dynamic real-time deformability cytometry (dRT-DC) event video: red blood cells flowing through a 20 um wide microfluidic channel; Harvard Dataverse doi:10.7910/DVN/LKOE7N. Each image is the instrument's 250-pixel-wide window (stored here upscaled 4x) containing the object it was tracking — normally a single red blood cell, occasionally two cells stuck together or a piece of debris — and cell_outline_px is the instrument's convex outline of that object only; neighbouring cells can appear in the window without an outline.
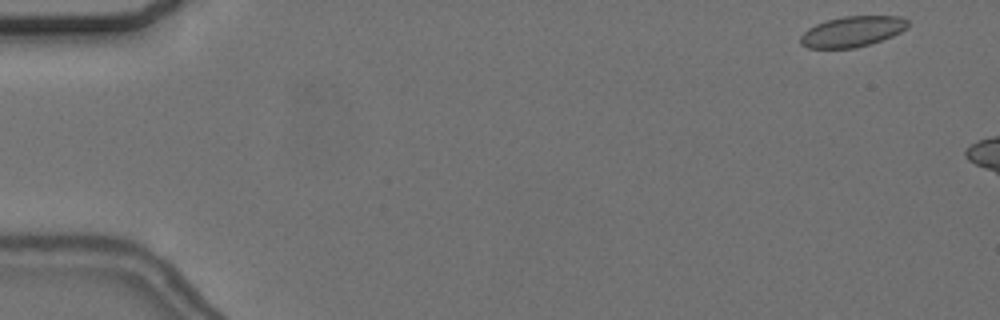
{"species": "common noctule bat (a hibernating species)", "species_latin": "Nyctalus noctula", "temperature_condition": "cold", "stored_images_in_passage": 11, "camera_frame_rate_fps": 3000, "um_per_image_px": 0.085, "animal": {"sex": "female", "body_mass_g": 24.6, "forearm_length_mm": 56.2}, "frame": {"image": 1, "passage_image": 1, "time_ms": 0.0, "image_size_px": [1000, 320], "cell_outline_px": [[908, 28], [892, 36], [856, 48], [808, 48], [800, 44], [800, 36], [808, 28], [816, 24], [828, 20], [844, 16], [900, 16], [908, 20]], "centroid_in_image_um": [72.44, 2.68], "position_along_channel_um": 12.6, "area_um2": 19.07}}